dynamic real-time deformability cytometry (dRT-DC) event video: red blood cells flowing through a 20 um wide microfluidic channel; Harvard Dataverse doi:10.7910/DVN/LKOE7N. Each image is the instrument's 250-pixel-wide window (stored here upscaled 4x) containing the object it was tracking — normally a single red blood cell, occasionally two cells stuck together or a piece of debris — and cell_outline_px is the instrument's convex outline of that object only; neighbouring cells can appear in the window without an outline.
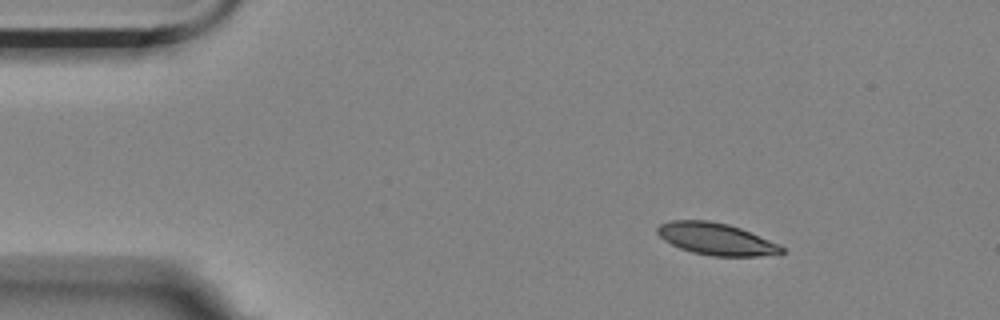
{"species": "Egyptian fruit bat (a non-hibernating species)", "species_latin": "Rousettus aegyptiacus", "temperature_condition": "room temperature", "stored_images_in_passage": 9, "camera_frame_rate_fps": 3000, "um_per_image_px": 0.085, "animal": {"sex": "female"}, "frame": {"image": 1, "passage_image": 1, "time_ms": 0.0, "image_size_px": [1000, 320], "cell_outline_px": [[784, 252], [756, 256], [712, 256], [692, 252], [680, 248], [664, 240], [656, 232], [656, 228], [660, 224], [672, 220], [708, 220], [728, 224], [740, 228], [780, 244], [784, 248]], "centroid_in_image_um": [60.85, 20.3], "position_along_channel_um": 24.2, "area_um2": 23.0}}
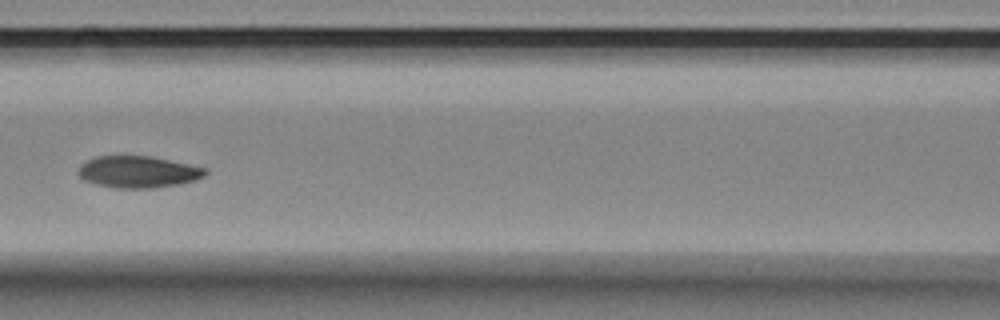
{"frame": {"image": 2, "passage_image": 6, "time_ms": 1.667, "image_size_px": [1000, 320], "cell_outline_px": [[208, 172], [204, 176], [196, 180], [180, 184], [152, 188], [116, 188], [96, 184], [84, 180], [76, 172], [80, 164], [96, 156], [148, 156], [208, 168]], "centroid_in_image_um": [11.73, 14.61], "position_along_channel_um": 154.9, "area_um2": 23.52}}
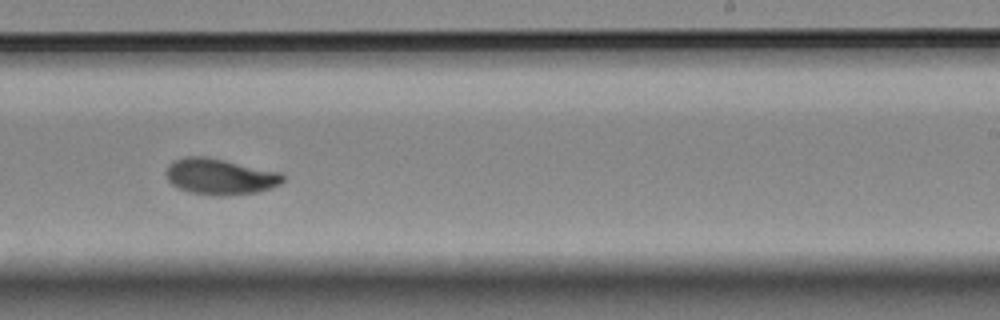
{"frame": {"image": 3, "passage_image": 9, "time_ms": 2.667, "image_size_px": [1000, 320], "cell_outline_px": [[284, 180], [280, 184], [272, 188], [260, 192], [224, 196], [212, 196], [188, 192], [172, 184], [168, 180], [164, 172], [168, 164], [172, 160], [184, 156], [208, 156], [280, 172], [284, 176]], "centroid_in_image_um": [18.68, 15.01], "position_along_channel_um": 270.3, "area_um2": 25.03}}